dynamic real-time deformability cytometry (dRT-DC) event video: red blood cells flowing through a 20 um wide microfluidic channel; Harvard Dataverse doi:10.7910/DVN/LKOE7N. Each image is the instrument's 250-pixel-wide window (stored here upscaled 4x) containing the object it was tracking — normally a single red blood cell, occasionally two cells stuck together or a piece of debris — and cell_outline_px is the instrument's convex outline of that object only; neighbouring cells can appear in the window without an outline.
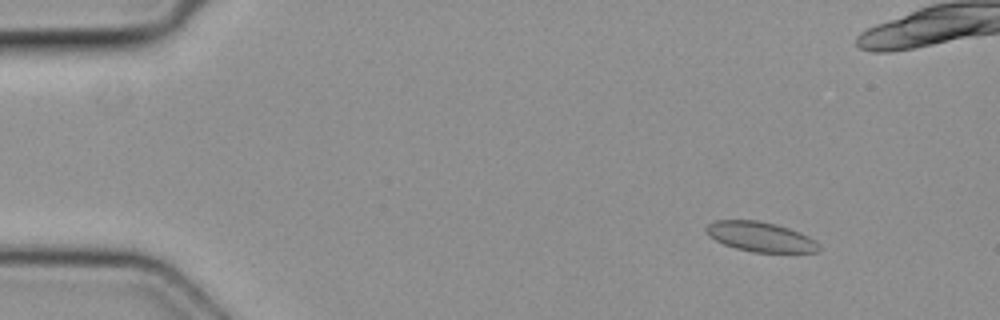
{"species": "common noctule bat (a hibernating species)", "species_latin": "Nyctalus noctula", "temperature_condition": "cold", "stored_images_in_passage": 51, "camera_frame_rate_fps": 3000, "um_per_image_px": 0.085, "animal": {"sex": "female", "body_mass_g": 19.3, "forearm_length_mm": 54.1}, "frame": {"image": 1, "passage_image": 7, "time_ms": 2.0, "image_size_px": [1000, 320], "cell_outline_px": [[820, 248], [816, 252], [752, 252], [736, 248], [724, 244], [708, 236], [704, 228], [708, 224], [716, 220], [756, 220], [776, 224], [800, 232], [816, 240], [820, 244]], "centroid_in_image_um": [64.63, 20.12], "position_along_channel_um": 20.4, "area_um2": 19.59}}
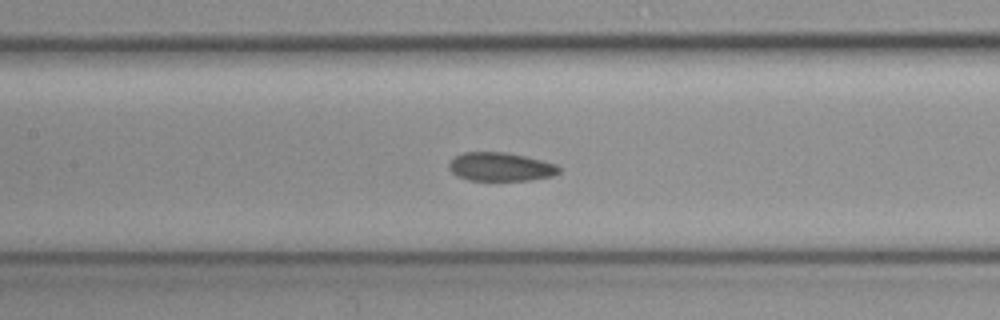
{"frame": {"image": 2, "passage_image": 24, "time_ms": 7.667, "image_size_px": [1000, 320], "cell_outline_px": [[564, 168], [560, 172], [552, 176], [532, 180], [468, 180], [456, 176], [448, 168], [448, 164], [456, 156], [464, 152], [504, 152], [524, 156], [556, 164]], "centroid_in_image_um": [42.57, 14.19], "position_along_channel_um": 164.8, "area_um2": 18.38}}
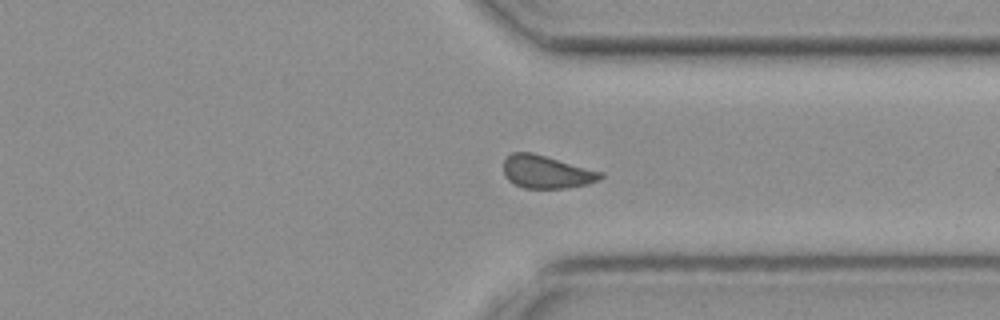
{"frame": {"image": 3, "passage_image": 38, "time_ms": 12.333, "image_size_px": [1000, 320], "cell_outline_px": [[604, 176], [600, 180], [588, 184], [568, 188], [524, 188], [512, 184], [504, 176], [504, 160], [512, 152], [532, 152], [604, 172]], "centroid_in_image_um": [46.46, 14.62], "position_along_channel_um": 364.9, "area_um2": 18.84}}